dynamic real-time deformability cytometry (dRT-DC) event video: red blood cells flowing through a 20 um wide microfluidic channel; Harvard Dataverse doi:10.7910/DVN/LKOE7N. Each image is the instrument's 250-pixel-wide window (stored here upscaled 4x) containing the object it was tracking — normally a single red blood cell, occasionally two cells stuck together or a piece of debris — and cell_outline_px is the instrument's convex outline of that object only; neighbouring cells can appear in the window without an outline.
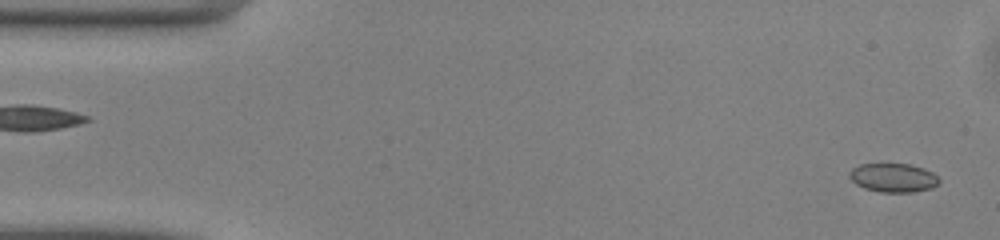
{"species": "common noctule bat (a hibernating species)", "species_latin": "Nyctalus noctula", "temperature_condition": "warm", "stored_images_in_passage": 48, "camera_frame_rate_fps": 3000, "um_per_image_px": 0.085, "animal": {"sex": "male", "body_mass_g": 13.0, "forearm_length_mm": 53.1}, "frame": {"image": 1, "passage_image": 1, "time_ms": 0.0, "image_size_px": [1000, 240], "cell_outline_px": [[940, 180], [932, 188], [912, 192], [880, 192], [864, 188], [856, 184], [848, 176], [848, 172], [852, 168], [860, 164], [884, 160], [912, 164], [924, 168], [932, 172]], "centroid_in_image_um": [75.87, 15.04], "position_along_channel_um": 9.1, "area_um2": 15.84}}
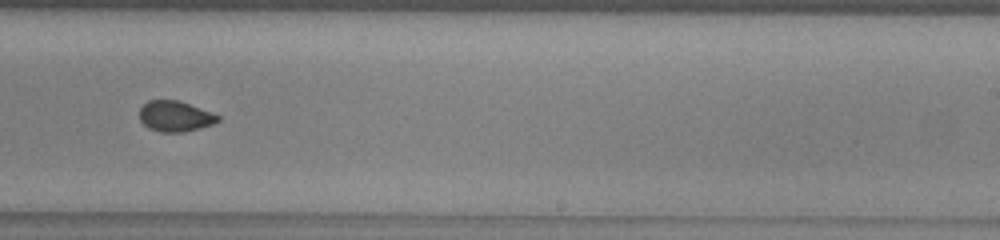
{"frame": {"image": 2, "passage_image": 29, "time_ms": 9.333, "image_size_px": [1000, 240], "cell_outline_px": [[220, 120], [212, 124], [200, 128], [184, 132], [160, 132], [148, 128], [140, 120], [140, 108], [148, 100], [180, 100], [212, 112], [220, 116]], "centroid_in_image_um": [14.9, 9.88], "position_along_channel_um": 274.1, "area_um2": 14.1}}
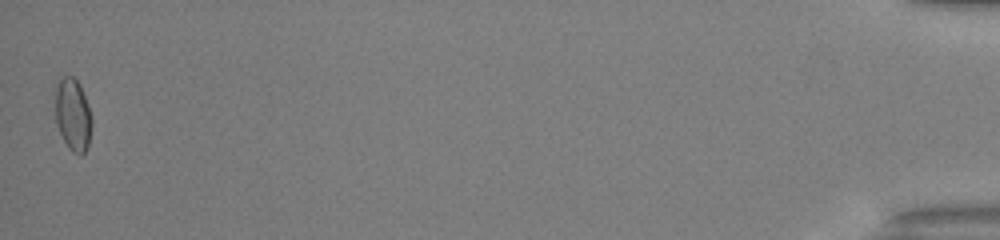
{"frame": {"image": 3, "passage_image": 48, "time_ms": 15.667, "image_size_px": [1000, 240], "cell_outline_px": [[92, 128], [88, 148], [80, 156], [72, 152], [68, 148], [56, 124], [56, 88], [60, 80], [64, 76], [72, 76], [80, 84], [92, 116]], "centroid_in_image_um": [6.23, 9.8], "position_along_channel_um": 429.0, "area_um2": 15.43}, "authors_computed_cell_mechanics": {"area_um2": 14.7968, "velocity_mm_per_s": 4.1135, "shape_relaxation_time_tau1_ms": 7.1821, "shape_relaxation_time_tau2_ms": null, "deformation_change_tau1": 0.0925, "deformation_change_tau2": null}}